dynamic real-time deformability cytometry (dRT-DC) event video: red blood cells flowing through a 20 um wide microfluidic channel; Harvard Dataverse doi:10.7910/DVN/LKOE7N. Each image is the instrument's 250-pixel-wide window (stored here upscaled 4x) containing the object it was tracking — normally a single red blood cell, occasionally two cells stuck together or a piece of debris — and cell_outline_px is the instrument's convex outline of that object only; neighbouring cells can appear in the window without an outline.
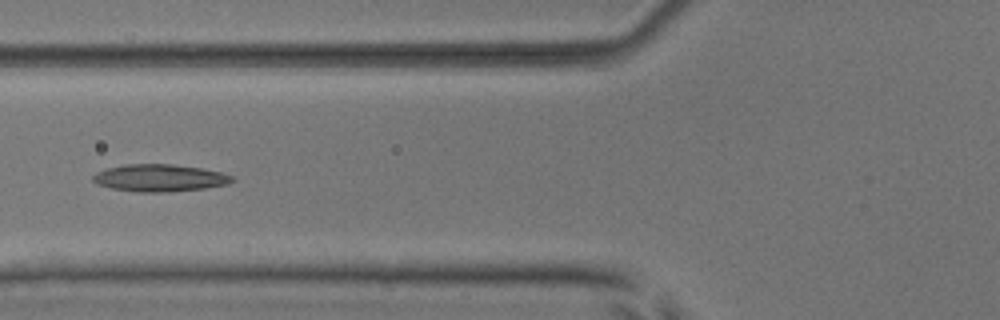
{"species": "common noctule bat (a hibernating species)", "species_latin": "Nyctalus noctula", "temperature_condition": "room temperature", "stored_images_in_passage": 6, "camera_frame_rate_fps": 3000, "um_per_image_px": 0.085, "animal": {"sex": "male", "body_mass_g": 17.9, "forearm_length_mm": 54.2}, "frame": {"image": 1, "passage_image": 6, "time_ms": 5.667, "image_size_px": [1000, 320], "cell_outline_px": [[236, 180], [228, 184], [204, 188], [168, 192], [140, 192], [112, 188], [96, 184], [92, 180], [92, 176], [96, 172], [104, 168], [124, 164], [172, 164], [200, 168], [224, 172], [236, 176]], "centroid_in_image_um": [13.59, 15.11], "position_along_channel_um": 112.2, "area_um2": 22.37}}